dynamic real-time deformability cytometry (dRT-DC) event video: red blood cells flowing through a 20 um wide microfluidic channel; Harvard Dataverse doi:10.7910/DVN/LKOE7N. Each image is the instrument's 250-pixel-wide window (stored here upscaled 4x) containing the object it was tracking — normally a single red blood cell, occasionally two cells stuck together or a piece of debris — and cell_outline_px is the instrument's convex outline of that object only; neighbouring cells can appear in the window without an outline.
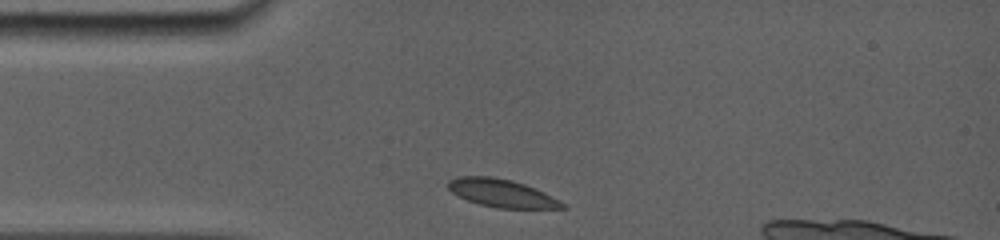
{"species": "common noctule bat (a hibernating species)", "species_latin": "Nyctalus noctula", "temperature_condition": "room temperature", "stored_images_in_passage": 47, "camera_frame_rate_fps": 5000, "um_per_image_px": 0.085, "animal": {"sex": "female", "body_mass_g": 19.0, "forearm_length_mm": 56.7}, "frame": {"image": 1, "passage_image": 1, "time_ms": 0.0, "image_size_px": [1000, 240], "cell_outline_px": [[568, 208], [496, 208], [480, 204], [468, 200], [452, 192], [448, 188], [448, 180], [456, 176], [492, 176], [512, 180], [536, 188], [560, 200]], "centroid_in_image_um": [42.65, 16.41], "position_along_channel_um": 42.4, "area_um2": 18.55}}
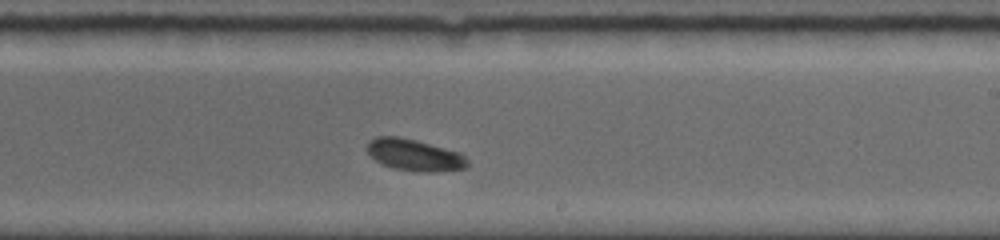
{"frame": {"image": 2, "passage_image": 27, "time_ms": 6.0, "image_size_px": [1000, 240], "cell_outline_px": [[468, 164], [464, 168], [436, 172], [416, 172], [392, 168], [376, 160], [368, 152], [368, 140], [376, 136], [400, 136], [416, 140], [460, 152], [468, 160]], "centroid_in_image_um": [35.23, 13.17], "position_along_channel_um": 253.8, "area_um2": 18.55}}
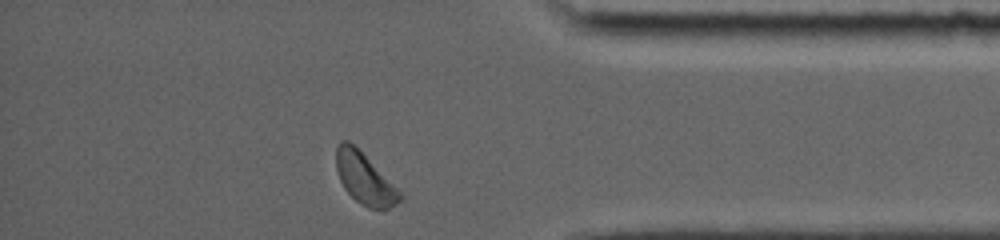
{"frame": {"image": 3, "passage_image": 47, "time_ms": 10.2, "image_size_px": [1000, 240], "cell_outline_px": [[404, 196], [396, 204], [388, 208], [368, 208], [360, 204], [344, 188], [340, 180], [336, 168], [336, 144], [340, 140], [348, 140]], "centroid_in_image_um": [30.94, 15.19], "position_along_channel_um": 404.3, "area_um2": 18.26}, "authors_computed_cell_mechanics": {"area_um2": 18.6694, "velocity_mm_per_s": 3.7998, "shape_relaxation_time_tau1_ms": 0.9734, "shape_relaxation_time_tau2_ms": 2.3578, "deformation_change_tau1": 0.0573, "deformation_change_tau2": 0.0381}}